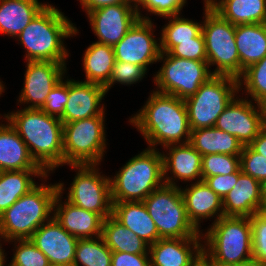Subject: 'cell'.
Masks as SVG:
<instances>
[{"instance_id":"9","label":"cell","mask_w":266,"mask_h":266,"mask_svg":"<svg viewBox=\"0 0 266 266\" xmlns=\"http://www.w3.org/2000/svg\"><path fill=\"white\" fill-rule=\"evenodd\" d=\"M239 89L238 79L228 75H214L203 83L195 94L184 99L190 129L213 127Z\"/></svg>"},{"instance_id":"37","label":"cell","mask_w":266,"mask_h":266,"mask_svg":"<svg viewBox=\"0 0 266 266\" xmlns=\"http://www.w3.org/2000/svg\"><path fill=\"white\" fill-rule=\"evenodd\" d=\"M14 242L18 246H15L16 251L8 266H51L46 255L30 239H16Z\"/></svg>"},{"instance_id":"30","label":"cell","mask_w":266,"mask_h":266,"mask_svg":"<svg viewBox=\"0 0 266 266\" xmlns=\"http://www.w3.org/2000/svg\"><path fill=\"white\" fill-rule=\"evenodd\" d=\"M48 177L44 170H14L0 172V216L21 196L37 184L30 176Z\"/></svg>"},{"instance_id":"54","label":"cell","mask_w":266,"mask_h":266,"mask_svg":"<svg viewBox=\"0 0 266 266\" xmlns=\"http://www.w3.org/2000/svg\"><path fill=\"white\" fill-rule=\"evenodd\" d=\"M128 1L133 2V4L136 5L139 0H128Z\"/></svg>"},{"instance_id":"12","label":"cell","mask_w":266,"mask_h":266,"mask_svg":"<svg viewBox=\"0 0 266 266\" xmlns=\"http://www.w3.org/2000/svg\"><path fill=\"white\" fill-rule=\"evenodd\" d=\"M78 170L69 188L67 201L100 214L104 219L112 215L110 177L101 176L96 164L70 165Z\"/></svg>"},{"instance_id":"13","label":"cell","mask_w":266,"mask_h":266,"mask_svg":"<svg viewBox=\"0 0 266 266\" xmlns=\"http://www.w3.org/2000/svg\"><path fill=\"white\" fill-rule=\"evenodd\" d=\"M153 27L147 16L138 19L113 46L115 60L140 65L147 71L148 65L157 62L161 54L160 43L154 39Z\"/></svg>"},{"instance_id":"14","label":"cell","mask_w":266,"mask_h":266,"mask_svg":"<svg viewBox=\"0 0 266 266\" xmlns=\"http://www.w3.org/2000/svg\"><path fill=\"white\" fill-rule=\"evenodd\" d=\"M86 15L98 43L116 45L139 19L136 5L121 3L89 11Z\"/></svg>"},{"instance_id":"38","label":"cell","mask_w":266,"mask_h":266,"mask_svg":"<svg viewBox=\"0 0 266 266\" xmlns=\"http://www.w3.org/2000/svg\"><path fill=\"white\" fill-rule=\"evenodd\" d=\"M252 258L266 266V210L249 217Z\"/></svg>"},{"instance_id":"45","label":"cell","mask_w":266,"mask_h":266,"mask_svg":"<svg viewBox=\"0 0 266 266\" xmlns=\"http://www.w3.org/2000/svg\"><path fill=\"white\" fill-rule=\"evenodd\" d=\"M148 255L112 251L111 266H150Z\"/></svg>"},{"instance_id":"15","label":"cell","mask_w":266,"mask_h":266,"mask_svg":"<svg viewBox=\"0 0 266 266\" xmlns=\"http://www.w3.org/2000/svg\"><path fill=\"white\" fill-rule=\"evenodd\" d=\"M66 64L52 61H27L20 103H32L27 109H42L50 91L66 73Z\"/></svg>"},{"instance_id":"19","label":"cell","mask_w":266,"mask_h":266,"mask_svg":"<svg viewBox=\"0 0 266 266\" xmlns=\"http://www.w3.org/2000/svg\"><path fill=\"white\" fill-rule=\"evenodd\" d=\"M106 93L104 86L100 84L68 79V102L60 120L68 123L105 115L104 104L101 107L100 102Z\"/></svg>"},{"instance_id":"39","label":"cell","mask_w":266,"mask_h":266,"mask_svg":"<svg viewBox=\"0 0 266 266\" xmlns=\"http://www.w3.org/2000/svg\"><path fill=\"white\" fill-rule=\"evenodd\" d=\"M146 70L140 66L132 63H125L122 61H115L109 82L104 86L106 92L118 82L120 84L131 85L143 79Z\"/></svg>"},{"instance_id":"28","label":"cell","mask_w":266,"mask_h":266,"mask_svg":"<svg viewBox=\"0 0 266 266\" xmlns=\"http://www.w3.org/2000/svg\"><path fill=\"white\" fill-rule=\"evenodd\" d=\"M209 5L235 26L266 23V0H210Z\"/></svg>"},{"instance_id":"3","label":"cell","mask_w":266,"mask_h":266,"mask_svg":"<svg viewBox=\"0 0 266 266\" xmlns=\"http://www.w3.org/2000/svg\"><path fill=\"white\" fill-rule=\"evenodd\" d=\"M77 28L55 6L46 5L17 36L27 50L26 61L66 64L64 38L76 35Z\"/></svg>"},{"instance_id":"40","label":"cell","mask_w":266,"mask_h":266,"mask_svg":"<svg viewBox=\"0 0 266 266\" xmlns=\"http://www.w3.org/2000/svg\"><path fill=\"white\" fill-rule=\"evenodd\" d=\"M241 171L261 182L266 179V158L249 145L243 146L240 154Z\"/></svg>"},{"instance_id":"20","label":"cell","mask_w":266,"mask_h":266,"mask_svg":"<svg viewBox=\"0 0 266 266\" xmlns=\"http://www.w3.org/2000/svg\"><path fill=\"white\" fill-rule=\"evenodd\" d=\"M59 192L54 201L53 216L71 235L78 239H95L102 235L104 218L97 213L87 211L66 201L62 204L60 198L64 183H57ZM94 235V237H93Z\"/></svg>"},{"instance_id":"7","label":"cell","mask_w":266,"mask_h":266,"mask_svg":"<svg viewBox=\"0 0 266 266\" xmlns=\"http://www.w3.org/2000/svg\"><path fill=\"white\" fill-rule=\"evenodd\" d=\"M205 2V20L202 24V34L205 40L207 63L217 65L214 75L240 77V57L235 41L236 26L223 19L210 5Z\"/></svg>"},{"instance_id":"5","label":"cell","mask_w":266,"mask_h":266,"mask_svg":"<svg viewBox=\"0 0 266 266\" xmlns=\"http://www.w3.org/2000/svg\"><path fill=\"white\" fill-rule=\"evenodd\" d=\"M155 149L148 147L135 155L110 178L112 203L143 201L165 184L162 153Z\"/></svg>"},{"instance_id":"49","label":"cell","mask_w":266,"mask_h":266,"mask_svg":"<svg viewBox=\"0 0 266 266\" xmlns=\"http://www.w3.org/2000/svg\"><path fill=\"white\" fill-rule=\"evenodd\" d=\"M224 266H265L258 261H256L254 258L248 259L243 262L235 263V264H228Z\"/></svg>"},{"instance_id":"42","label":"cell","mask_w":266,"mask_h":266,"mask_svg":"<svg viewBox=\"0 0 266 266\" xmlns=\"http://www.w3.org/2000/svg\"><path fill=\"white\" fill-rule=\"evenodd\" d=\"M185 3L186 0H139L136 4V11L139 19H143L140 13V7H138L142 5V8L147 9L148 12L166 18L180 15Z\"/></svg>"},{"instance_id":"21","label":"cell","mask_w":266,"mask_h":266,"mask_svg":"<svg viewBox=\"0 0 266 266\" xmlns=\"http://www.w3.org/2000/svg\"><path fill=\"white\" fill-rule=\"evenodd\" d=\"M222 206L226 217H250L265 211L260 182L239 168L237 183L222 199Z\"/></svg>"},{"instance_id":"10","label":"cell","mask_w":266,"mask_h":266,"mask_svg":"<svg viewBox=\"0 0 266 266\" xmlns=\"http://www.w3.org/2000/svg\"><path fill=\"white\" fill-rule=\"evenodd\" d=\"M104 115L63 123L64 164H96L106 149Z\"/></svg>"},{"instance_id":"17","label":"cell","mask_w":266,"mask_h":266,"mask_svg":"<svg viewBox=\"0 0 266 266\" xmlns=\"http://www.w3.org/2000/svg\"><path fill=\"white\" fill-rule=\"evenodd\" d=\"M237 98L219 115L214 126L234 135L243 146H248L262 130L259 110L250 100Z\"/></svg>"},{"instance_id":"50","label":"cell","mask_w":266,"mask_h":266,"mask_svg":"<svg viewBox=\"0 0 266 266\" xmlns=\"http://www.w3.org/2000/svg\"><path fill=\"white\" fill-rule=\"evenodd\" d=\"M260 187H261L262 201L264 203V206L266 207V179L260 182Z\"/></svg>"},{"instance_id":"33","label":"cell","mask_w":266,"mask_h":266,"mask_svg":"<svg viewBox=\"0 0 266 266\" xmlns=\"http://www.w3.org/2000/svg\"><path fill=\"white\" fill-rule=\"evenodd\" d=\"M180 15L166 17L170 21L164 26L161 33V53H168L177 41H193L202 32V24L189 19L180 18ZM173 18V19H172Z\"/></svg>"},{"instance_id":"31","label":"cell","mask_w":266,"mask_h":266,"mask_svg":"<svg viewBox=\"0 0 266 266\" xmlns=\"http://www.w3.org/2000/svg\"><path fill=\"white\" fill-rule=\"evenodd\" d=\"M101 237L111 251L149 254V244L123 226L112 215L104 219Z\"/></svg>"},{"instance_id":"35","label":"cell","mask_w":266,"mask_h":266,"mask_svg":"<svg viewBox=\"0 0 266 266\" xmlns=\"http://www.w3.org/2000/svg\"><path fill=\"white\" fill-rule=\"evenodd\" d=\"M238 85L245 86L254 103L266 96V56L244 70L238 78Z\"/></svg>"},{"instance_id":"51","label":"cell","mask_w":266,"mask_h":266,"mask_svg":"<svg viewBox=\"0 0 266 266\" xmlns=\"http://www.w3.org/2000/svg\"><path fill=\"white\" fill-rule=\"evenodd\" d=\"M1 246L2 244H0V266H4L6 261H5L4 251Z\"/></svg>"},{"instance_id":"8","label":"cell","mask_w":266,"mask_h":266,"mask_svg":"<svg viewBox=\"0 0 266 266\" xmlns=\"http://www.w3.org/2000/svg\"><path fill=\"white\" fill-rule=\"evenodd\" d=\"M143 203L161 238L202 237L188 220L179 186L164 184L150 193Z\"/></svg>"},{"instance_id":"2","label":"cell","mask_w":266,"mask_h":266,"mask_svg":"<svg viewBox=\"0 0 266 266\" xmlns=\"http://www.w3.org/2000/svg\"><path fill=\"white\" fill-rule=\"evenodd\" d=\"M4 117L26 143L32 158L46 173L63 166V122L60 118L51 116L42 109L27 108L5 114Z\"/></svg>"},{"instance_id":"53","label":"cell","mask_w":266,"mask_h":266,"mask_svg":"<svg viewBox=\"0 0 266 266\" xmlns=\"http://www.w3.org/2000/svg\"><path fill=\"white\" fill-rule=\"evenodd\" d=\"M3 91H4V86L2 82L0 81V95L2 94Z\"/></svg>"},{"instance_id":"46","label":"cell","mask_w":266,"mask_h":266,"mask_svg":"<svg viewBox=\"0 0 266 266\" xmlns=\"http://www.w3.org/2000/svg\"><path fill=\"white\" fill-rule=\"evenodd\" d=\"M79 1L83 9H85L86 13L104 6L121 4V3H132L128 0H79Z\"/></svg>"},{"instance_id":"23","label":"cell","mask_w":266,"mask_h":266,"mask_svg":"<svg viewBox=\"0 0 266 266\" xmlns=\"http://www.w3.org/2000/svg\"><path fill=\"white\" fill-rule=\"evenodd\" d=\"M190 185V188H180V190L188 220L200 231V219H207L216 215L215 222L224 216L222 199L209 188L204 180L196 181Z\"/></svg>"},{"instance_id":"4","label":"cell","mask_w":266,"mask_h":266,"mask_svg":"<svg viewBox=\"0 0 266 266\" xmlns=\"http://www.w3.org/2000/svg\"><path fill=\"white\" fill-rule=\"evenodd\" d=\"M58 192V184H41L21 196L0 216V240L29 239L53 217L50 214Z\"/></svg>"},{"instance_id":"32","label":"cell","mask_w":266,"mask_h":266,"mask_svg":"<svg viewBox=\"0 0 266 266\" xmlns=\"http://www.w3.org/2000/svg\"><path fill=\"white\" fill-rule=\"evenodd\" d=\"M115 61L113 46L92 43L83 56L85 82L105 86L109 82Z\"/></svg>"},{"instance_id":"11","label":"cell","mask_w":266,"mask_h":266,"mask_svg":"<svg viewBox=\"0 0 266 266\" xmlns=\"http://www.w3.org/2000/svg\"><path fill=\"white\" fill-rule=\"evenodd\" d=\"M160 60L164 62L154 75L156 91L174 95L180 99H186L195 94L203 83L214 76L209 70L207 61L188 60L169 56L167 53H161L158 62Z\"/></svg>"},{"instance_id":"16","label":"cell","mask_w":266,"mask_h":266,"mask_svg":"<svg viewBox=\"0 0 266 266\" xmlns=\"http://www.w3.org/2000/svg\"><path fill=\"white\" fill-rule=\"evenodd\" d=\"M52 266H73L78 238L71 235L53 216L29 238Z\"/></svg>"},{"instance_id":"27","label":"cell","mask_w":266,"mask_h":266,"mask_svg":"<svg viewBox=\"0 0 266 266\" xmlns=\"http://www.w3.org/2000/svg\"><path fill=\"white\" fill-rule=\"evenodd\" d=\"M46 5L38 0H0V33L17 37Z\"/></svg>"},{"instance_id":"52","label":"cell","mask_w":266,"mask_h":266,"mask_svg":"<svg viewBox=\"0 0 266 266\" xmlns=\"http://www.w3.org/2000/svg\"><path fill=\"white\" fill-rule=\"evenodd\" d=\"M197 266H210L204 260L200 262Z\"/></svg>"},{"instance_id":"44","label":"cell","mask_w":266,"mask_h":266,"mask_svg":"<svg viewBox=\"0 0 266 266\" xmlns=\"http://www.w3.org/2000/svg\"><path fill=\"white\" fill-rule=\"evenodd\" d=\"M238 180V170L235 173L228 175H216L206 177L205 183L209 188L215 192L221 199H223L235 186Z\"/></svg>"},{"instance_id":"25","label":"cell","mask_w":266,"mask_h":266,"mask_svg":"<svg viewBox=\"0 0 266 266\" xmlns=\"http://www.w3.org/2000/svg\"><path fill=\"white\" fill-rule=\"evenodd\" d=\"M112 216L149 245L161 238L143 201L112 203Z\"/></svg>"},{"instance_id":"34","label":"cell","mask_w":266,"mask_h":266,"mask_svg":"<svg viewBox=\"0 0 266 266\" xmlns=\"http://www.w3.org/2000/svg\"><path fill=\"white\" fill-rule=\"evenodd\" d=\"M111 259L112 251L101 236L95 240L79 239L73 266H111Z\"/></svg>"},{"instance_id":"6","label":"cell","mask_w":266,"mask_h":266,"mask_svg":"<svg viewBox=\"0 0 266 266\" xmlns=\"http://www.w3.org/2000/svg\"><path fill=\"white\" fill-rule=\"evenodd\" d=\"M202 236L206 240L203 260L210 266H224L252 258L249 217H226L212 223Z\"/></svg>"},{"instance_id":"43","label":"cell","mask_w":266,"mask_h":266,"mask_svg":"<svg viewBox=\"0 0 266 266\" xmlns=\"http://www.w3.org/2000/svg\"><path fill=\"white\" fill-rule=\"evenodd\" d=\"M68 102V79L63 82V78L56 84V86L47 95L42 110L57 118H61Z\"/></svg>"},{"instance_id":"18","label":"cell","mask_w":266,"mask_h":266,"mask_svg":"<svg viewBox=\"0 0 266 266\" xmlns=\"http://www.w3.org/2000/svg\"><path fill=\"white\" fill-rule=\"evenodd\" d=\"M201 237L160 238L149 245L150 266H197L203 261ZM193 245V246H191Z\"/></svg>"},{"instance_id":"29","label":"cell","mask_w":266,"mask_h":266,"mask_svg":"<svg viewBox=\"0 0 266 266\" xmlns=\"http://www.w3.org/2000/svg\"><path fill=\"white\" fill-rule=\"evenodd\" d=\"M189 144L202 156L209 154L240 156L243 149V145L234 135L215 126L191 130Z\"/></svg>"},{"instance_id":"36","label":"cell","mask_w":266,"mask_h":266,"mask_svg":"<svg viewBox=\"0 0 266 266\" xmlns=\"http://www.w3.org/2000/svg\"><path fill=\"white\" fill-rule=\"evenodd\" d=\"M240 168V156L209 154L202 156V180L216 175L235 173Z\"/></svg>"},{"instance_id":"22","label":"cell","mask_w":266,"mask_h":266,"mask_svg":"<svg viewBox=\"0 0 266 266\" xmlns=\"http://www.w3.org/2000/svg\"><path fill=\"white\" fill-rule=\"evenodd\" d=\"M163 148L169 150L167 155L164 152L162 154L163 179L166 185L177 186L174 182L177 178L185 182L192 180H197L198 182L202 180V155L189 143L171 144ZM168 171L172 172V178L167 176Z\"/></svg>"},{"instance_id":"1","label":"cell","mask_w":266,"mask_h":266,"mask_svg":"<svg viewBox=\"0 0 266 266\" xmlns=\"http://www.w3.org/2000/svg\"><path fill=\"white\" fill-rule=\"evenodd\" d=\"M139 111L129 122L142 133L149 148L189 143L191 129L184 99L153 91Z\"/></svg>"},{"instance_id":"26","label":"cell","mask_w":266,"mask_h":266,"mask_svg":"<svg viewBox=\"0 0 266 266\" xmlns=\"http://www.w3.org/2000/svg\"><path fill=\"white\" fill-rule=\"evenodd\" d=\"M235 41L240 57V76L266 56V23L236 25Z\"/></svg>"},{"instance_id":"47","label":"cell","mask_w":266,"mask_h":266,"mask_svg":"<svg viewBox=\"0 0 266 266\" xmlns=\"http://www.w3.org/2000/svg\"><path fill=\"white\" fill-rule=\"evenodd\" d=\"M249 146L255 152L266 158V129L262 128L258 136L249 144Z\"/></svg>"},{"instance_id":"48","label":"cell","mask_w":266,"mask_h":266,"mask_svg":"<svg viewBox=\"0 0 266 266\" xmlns=\"http://www.w3.org/2000/svg\"><path fill=\"white\" fill-rule=\"evenodd\" d=\"M256 104L259 110L261 126L266 129V96L259 99Z\"/></svg>"},{"instance_id":"24","label":"cell","mask_w":266,"mask_h":266,"mask_svg":"<svg viewBox=\"0 0 266 266\" xmlns=\"http://www.w3.org/2000/svg\"><path fill=\"white\" fill-rule=\"evenodd\" d=\"M0 170H43L9 122L0 124Z\"/></svg>"},{"instance_id":"41","label":"cell","mask_w":266,"mask_h":266,"mask_svg":"<svg viewBox=\"0 0 266 266\" xmlns=\"http://www.w3.org/2000/svg\"><path fill=\"white\" fill-rule=\"evenodd\" d=\"M167 54L188 60L207 61L205 40L202 32L193 38V41H177V45Z\"/></svg>"}]
</instances>
